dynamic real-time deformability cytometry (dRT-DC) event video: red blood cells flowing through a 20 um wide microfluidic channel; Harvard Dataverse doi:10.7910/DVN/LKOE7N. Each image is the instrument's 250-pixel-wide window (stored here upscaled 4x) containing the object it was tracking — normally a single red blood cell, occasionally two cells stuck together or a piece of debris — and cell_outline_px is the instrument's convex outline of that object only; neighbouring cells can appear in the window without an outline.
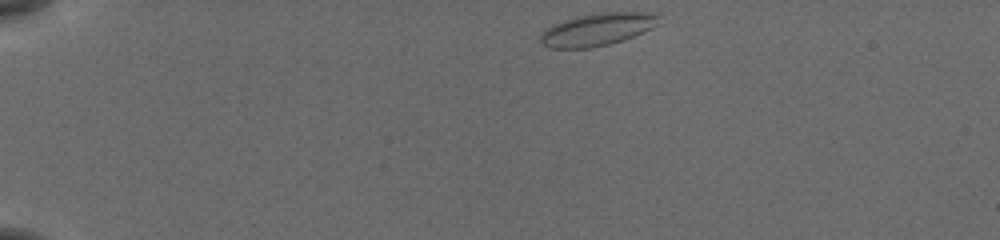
{"species": "common noctule bat (a hibernating species)", "species_latin": "Nyctalus noctula", "temperature_condition": "cold", "stored_images_in_passage": 16, "camera_frame_rate_fps": 3000, "um_per_image_px": 0.085, "animal": {"sex": "female", "body_mass_g": 19.5, "forearm_length_mm": 54.1}, "frame": {"image": 1, "passage_image": 1, "time_ms": 0.0, "image_size_px": [1000, 240], "cell_outline_px": [[660, 16], [656, 24], [652, 28], [644, 32], [624, 40], [608, 44], [588, 48], [548, 48], [540, 44], [540, 32], [552, 24], [576, 16], [604, 12], [660, 12]], "centroid_in_image_um": [50.76, 2.49], "position_along_channel_um": 34.2, "area_um2": 22.72}}
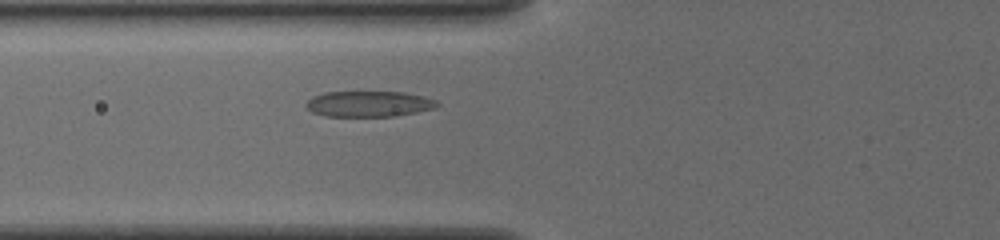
{"frame": {"image": 2, "passage_image": 11, "time_ms": 3.333, "image_size_px": [1000, 240], "cell_outline_px": [[440, 104], [436, 108], [416, 112], [392, 116], [324, 116], [312, 112], [304, 104], [312, 96], [324, 92], [404, 92], [424, 96], [436, 100]], "centroid_in_image_um": [31.35, 8.82], "position_along_channel_um": 94.5, "area_um2": 19.71}}
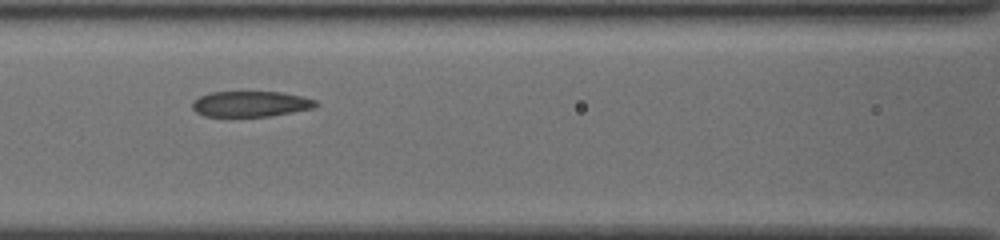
{"frame": {"image": 3, "passage_image": 14, "time_ms": 4.333, "image_size_px": [1000, 240], "cell_outline_px": [[320, 104], [312, 108], [292, 112], [268, 116], [204, 116], [196, 112], [192, 108], [192, 100], [200, 96], [212, 92], [280, 92], [300, 96], [316, 100]], "centroid_in_image_um": [21.28, 8.83], "position_along_channel_um": 145.3, "area_um2": 18.32}}